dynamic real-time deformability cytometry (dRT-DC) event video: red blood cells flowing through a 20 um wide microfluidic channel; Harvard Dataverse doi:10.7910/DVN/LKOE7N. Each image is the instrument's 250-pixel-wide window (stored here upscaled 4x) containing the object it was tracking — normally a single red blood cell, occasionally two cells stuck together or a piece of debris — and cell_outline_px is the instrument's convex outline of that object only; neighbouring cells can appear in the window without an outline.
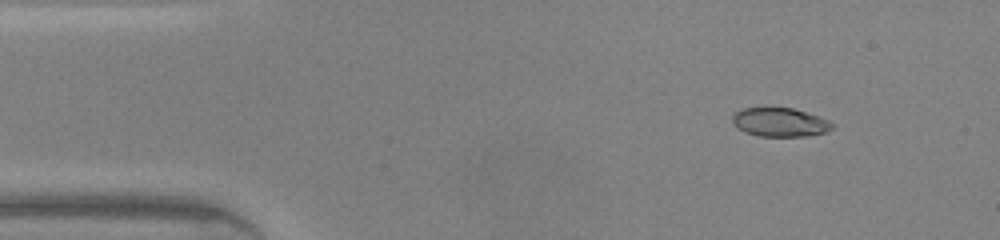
{"species": "common noctule bat (a hibernating species)", "species_latin": "Nyctalus noctula", "temperature_condition": "warm", "stored_images_in_passage": 41, "camera_frame_rate_fps": 3000, "um_per_image_px": 0.085, "animal": {"sex": "male", "body_mass_g": 20.0, "forearm_length_mm": 53.3}, "frame": {"image": 1, "passage_image": 1, "time_ms": 0.0, "image_size_px": [1000, 240], "cell_outline_px": [[836, 124], [828, 132], [804, 136], [760, 136], [744, 132], [732, 120], [732, 116], [740, 108], [792, 108], [828, 120]], "centroid_in_image_um": [66.31, 10.39], "position_along_channel_um": 18.7, "area_um2": 16.53}}
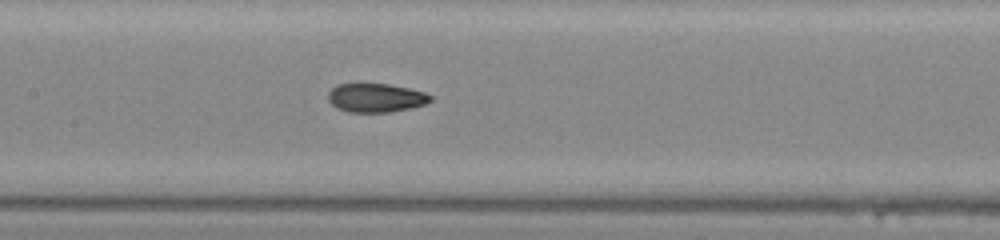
{"frame": {"image": 2, "passage_image": 17, "time_ms": 5.333, "image_size_px": [1000, 240], "cell_outline_px": [[432, 100], [424, 104], [412, 108], [388, 112], [348, 112], [336, 108], [328, 100], [328, 92], [336, 84], [360, 80], [388, 84], [408, 88], [424, 92], [432, 96]], "centroid_in_image_um": [31.88, 8.26], "position_along_channel_um": 175.5, "area_um2": 17.92}}
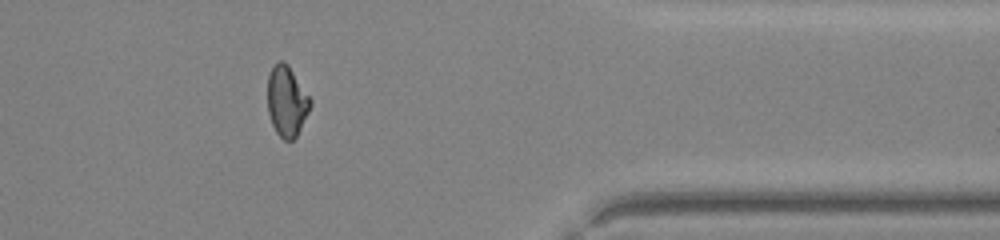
{"frame": {"image": 3, "passage_image": 33, "time_ms": 10.667, "image_size_px": [1000, 240], "cell_outline_px": [[312, 104], [296, 136], [292, 140], [284, 140], [276, 132], [272, 124], [268, 112], [268, 76], [272, 68], [280, 60], [284, 60], [288, 64], [312, 100]], "centroid_in_image_um": [24.37, 8.59], "position_along_channel_um": 387.0, "area_um2": 17.4}, "authors_computed_cell_mechanics": {"area_um2": 17.7446, "velocity_mm_per_s": 4.4054, "shape_relaxation_time_tau1_ms": 5.4457, "shape_relaxation_time_tau2_ms": 1.2796, "deformation_change_tau1": 0.1716, "deformation_change_tau2": 0.0594}}